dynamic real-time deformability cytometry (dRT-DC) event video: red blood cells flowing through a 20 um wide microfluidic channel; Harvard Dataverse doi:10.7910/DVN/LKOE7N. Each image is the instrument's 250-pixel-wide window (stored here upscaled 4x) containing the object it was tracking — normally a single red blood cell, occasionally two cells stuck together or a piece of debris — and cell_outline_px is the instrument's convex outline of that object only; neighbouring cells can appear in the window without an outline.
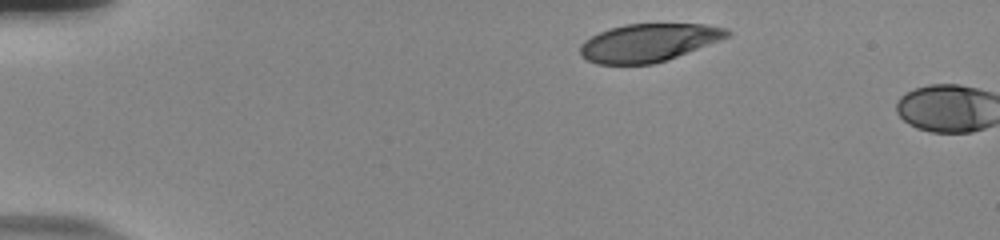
{"species": "human", "species_latin": "Homo sapiens", "temperature_condition": "room temperature", "stored_images_in_passage": 3, "camera_frame_rate_fps": 3000, "um_per_image_px": 0.085, "donor": {"sex": "male"}, "frame": {"image": 1, "passage_image": 1, "time_ms": 0.0, "image_size_px": [1000, 240], "cell_outline_px": [[728, 36], [676, 56], [652, 64], [596, 64], [588, 60], [580, 52], [580, 44], [584, 40], [600, 32], [624, 24], [704, 24], [724, 28], [728, 32]], "centroid_in_image_um": [55.05, 3.62], "position_along_channel_um": 29.9, "area_um2": 31.67}}